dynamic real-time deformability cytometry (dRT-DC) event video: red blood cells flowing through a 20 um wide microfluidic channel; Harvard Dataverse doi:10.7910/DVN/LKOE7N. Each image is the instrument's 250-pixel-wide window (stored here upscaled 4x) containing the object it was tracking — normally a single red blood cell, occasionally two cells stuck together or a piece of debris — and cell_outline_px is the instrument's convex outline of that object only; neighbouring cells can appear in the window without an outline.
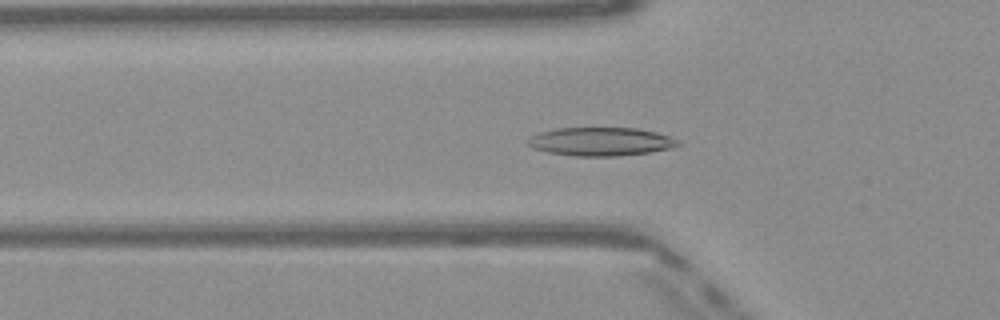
{"species": "Egyptian fruit bat (a non-hibernating species)", "species_latin": "Rousettus aegyptiacus", "temperature_condition": "warm", "stored_images_in_passage": 49, "camera_frame_rate_fps": 3000, "um_per_image_px": 0.085, "frame": {"image": 1, "passage_image": 16, "time_ms": 5.0, "image_size_px": [1000, 320], "cell_outline_px": [[680, 144], [672, 148], [648, 152], [616, 156], [572, 156], [548, 152], [532, 148], [528, 144], [528, 140], [532, 136], [540, 132], [556, 128], [636, 128], [656, 132], [680, 140]], "centroid_in_image_um": [51.07, 12.03], "position_along_channel_um": 74.7, "area_um2": 24.8}}
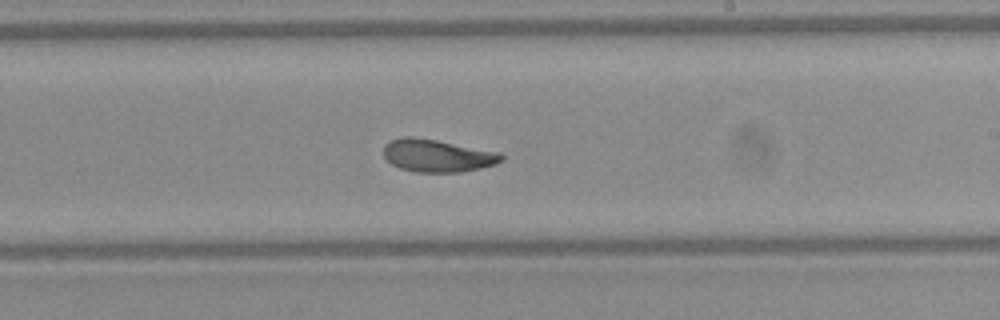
{"frame": {"image": 2, "passage_image": 29, "time_ms": 9.333, "image_size_px": [1000, 320], "cell_outline_px": [[504, 160], [496, 164], [480, 168], [460, 172], [416, 172], [400, 168], [392, 164], [384, 156], [384, 144], [388, 140], [404, 136], [412, 136], [436, 140], [500, 152], [504, 156]], "centroid_in_image_um": [37.17, 13.22], "position_along_channel_um": 251.8, "area_um2": 22.48}}
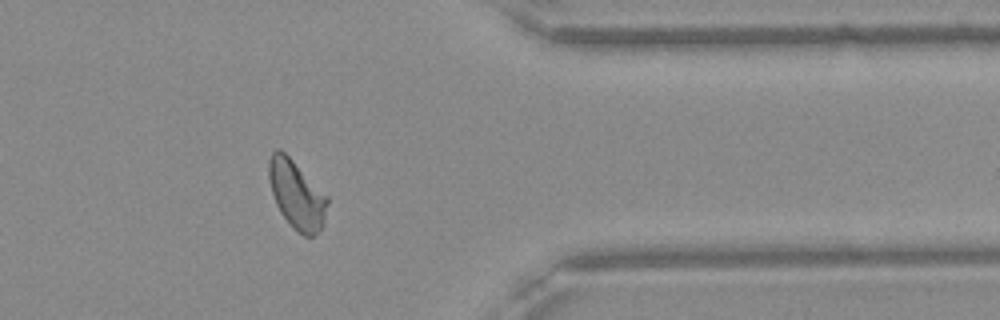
{"frame": {"image": 3, "passage_image": 40, "time_ms": 13.0, "image_size_px": [1000, 320], "cell_outline_px": [[328, 204], [324, 224], [312, 236], [304, 236], [280, 212], [276, 204], [272, 192], [268, 176], [268, 160], [272, 152], [276, 148], [280, 148], [328, 196]], "centroid_in_image_um": [25.21, 16.51], "position_along_channel_um": 386.2, "area_um2": 22.89}, "authors_computed_cell_mechanics": {"area_um2": 23.2934, "velocity_mm_per_s": 4.0695, "shape_relaxation_time_tau1_ms": 4.87, "shape_relaxation_time_tau2_ms": 2.4385, "deformation_change_tau1": 0.1499, "deformation_change_tau2": 0.0836}}